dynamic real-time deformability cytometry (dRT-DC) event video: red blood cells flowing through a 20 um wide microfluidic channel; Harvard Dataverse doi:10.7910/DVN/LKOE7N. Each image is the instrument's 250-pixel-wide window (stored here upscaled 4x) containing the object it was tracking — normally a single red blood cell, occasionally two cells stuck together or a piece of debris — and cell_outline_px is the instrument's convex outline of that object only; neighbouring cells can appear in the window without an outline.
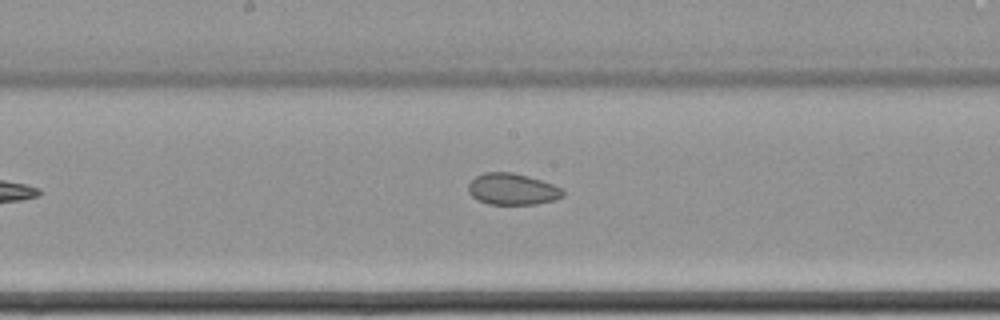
{"species": "common noctule bat (a hibernating species)", "species_latin": "Nyctalus noctula", "temperature_condition": "cold", "stored_images_in_passage": 10, "camera_frame_rate_fps": 3000, "um_per_image_px": 0.085, "animal": {"sex": "female", "body_mass_g": 22.7, "forearm_length_mm": 54.2}, "frame": {"image": 1, "passage_image": 9, "time_ms": 2.667, "image_size_px": [1000, 320], "cell_outline_px": [[564, 196], [556, 200], [536, 204], [488, 204], [472, 196], [468, 192], [468, 184], [476, 176], [484, 172], [512, 172], [528, 176], [552, 184], [560, 188], [564, 192]], "centroid_in_image_um": [43.55, 16.08], "position_along_channel_um": 204.6, "area_um2": 17.28}}
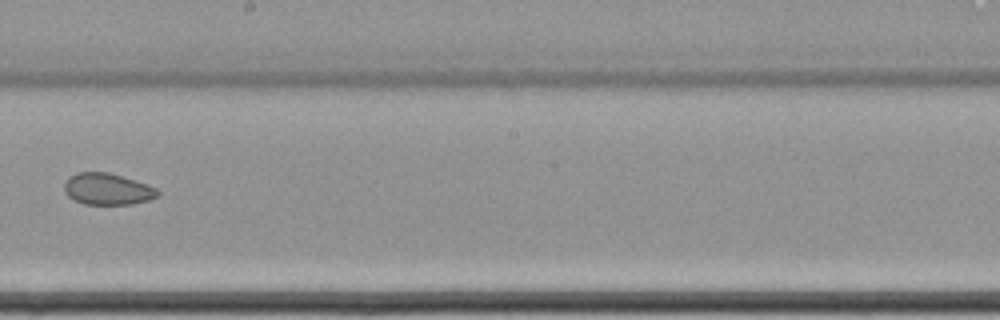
{"frame": {"image": 2, "passage_image": 10, "time_ms": 3.0, "image_size_px": [1000, 320], "cell_outline_px": [[160, 196], [148, 200], [132, 204], [84, 204], [68, 196], [64, 192], [64, 184], [68, 176], [76, 172], [108, 172], [156, 188], [160, 192]], "centroid_in_image_um": [9.1, 16.07], "position_along_channel_um": 239.1, "area_um2": 17.05}}